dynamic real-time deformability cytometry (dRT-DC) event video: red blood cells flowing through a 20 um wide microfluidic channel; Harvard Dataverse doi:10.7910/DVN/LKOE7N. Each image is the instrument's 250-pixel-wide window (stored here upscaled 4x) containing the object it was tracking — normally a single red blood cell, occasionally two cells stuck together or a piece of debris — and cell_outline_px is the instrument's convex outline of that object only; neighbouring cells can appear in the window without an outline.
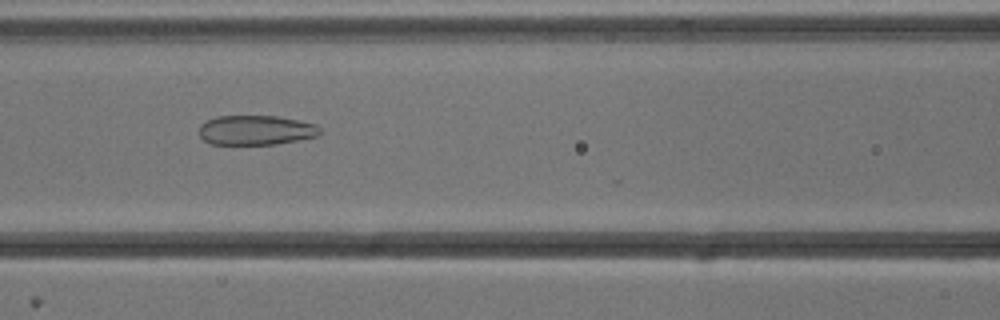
{"species": "common noctule bat (a hibernating species)", "species_latin": "Nyctalus noctula", "temperature_condition": "cold", "stored_images_in_passage": 53, "camera_frame_rate_fps": 3000, "um_per_image_px": 0.085, "animal": {"sex": "male", "body_mass_g": 13.3}, "frame": {"image": 1, "passage_image": 23, "time_ms": 7.333, "image_size_px": [1000, 320], "cell_outline_px": [[320, 132], [316, 136], [276, 144], [208, 144], [200, 136], [200, 124], [216, 116], [276, 116], [316, 124], [320, 128]], "centroid_in_image_um": [21.72, 11.06], "position_along_channel_um": 144.9, "area_um2": 20.69}}
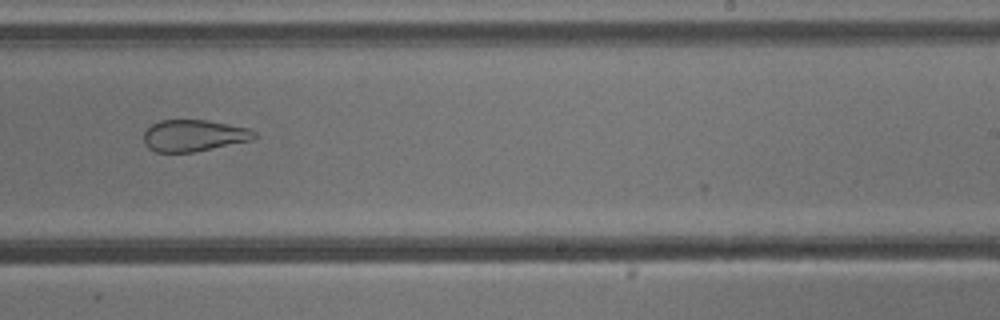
{"frame": {"image": 2, "passage_image": 33, "time_ms": 10.667, "image_size_px": [1000, 320], "cell_outline_px": [[256, 136], [252, 140], [196, 152], [156, 152], [148, 148], [144, 144], [144, 132], [152, 124], [160, 120], [208, 120], [248, 128], [256, 132]], "centroid_in_image_um": [16.47, 11.53], "position_along_channel_um": 272.5, "area_um2": 20.46}}
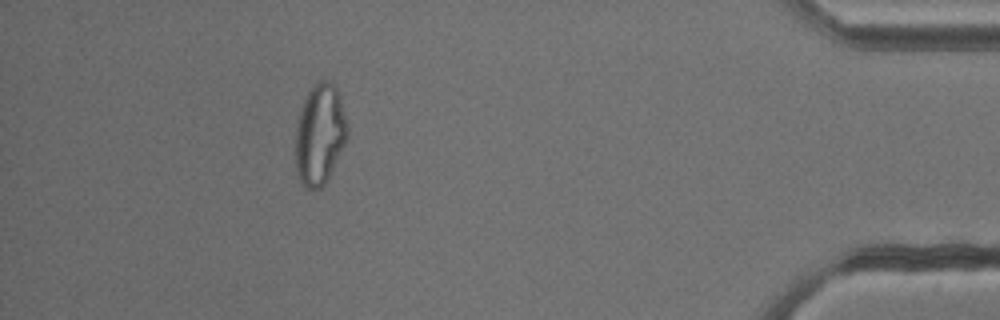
{"frame": {"image": 3, "passage_image": 48, "time_ms": 15.667, "image_size_px": [1000, 320], "cell_outline_px": [[348, 136], [324, 184], [320, 188], [308, 188], [300, 180], [296, 172], [296, 128], [300, 108], [308, 92], [320, 80], [328, 80], [336, 84], [340, 96], [348, 124]], "centroid_in_image_um": [27.19, 11.36], "position_along_channel_um": 408.0, "area_um2": 30.17}, "authors_computed_cell_mechanics": {"area_um2": 29.2468, "velocity_mm_per_s": 3.8377, "shape_relaxation_time_tau1_ms": null, "shape_relaxation_time_tau2_ms": 1.7781, "deformation_change_tau1": null, "deformation_change_tau2": 0.0997}}